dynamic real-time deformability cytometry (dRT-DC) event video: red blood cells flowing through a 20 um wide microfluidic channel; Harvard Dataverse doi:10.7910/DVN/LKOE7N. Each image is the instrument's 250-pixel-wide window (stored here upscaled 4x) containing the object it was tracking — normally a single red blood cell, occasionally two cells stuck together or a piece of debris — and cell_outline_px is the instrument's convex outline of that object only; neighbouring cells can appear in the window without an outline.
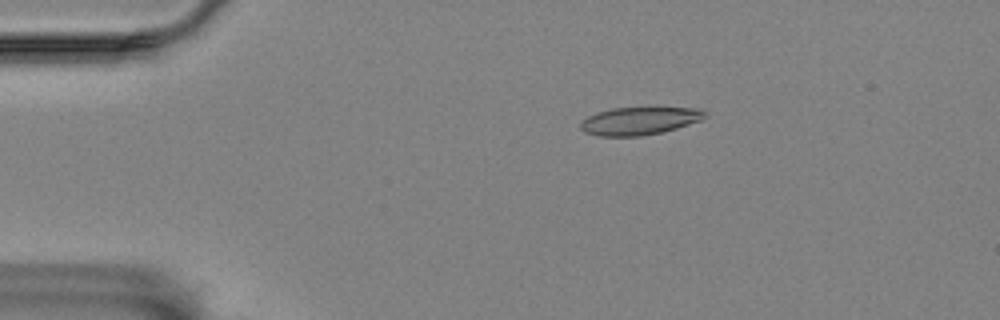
{"species": "Egyptian fruit bat (a non-hibernating species)", "species_latin": "Rousettus aegyptiacus", "temperature_condition": "room temperature", "stored_images_in_passage": 55, "camera_frame_rate_fps": 3000, "um_per_image_px": 0.085, "animal": {"sex": "female"}, "frame": {"image": 1, "passage_image": 8, "time_ms": 2.333, "image_size_px": [1000, 320], "cell_outline_px": [[708, 116], [700, 120], [676, 128], [660, 132], [640, 136], [596, 136], [584, 132], [580, 128], [580, 124], [588, 116], [612, 108], [656, 104], [700, 108], [708, 112]], "centroid_in_image_um": [54.45, 10.2], "position_along_channel_um": 30.6, "area_um2": 21.21}}
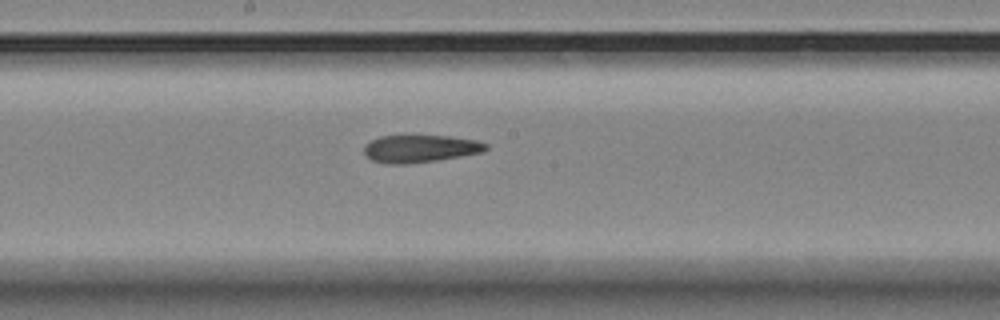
{"frame": {"image": 2, "passage_image": 28, "time_ms": 9.0, "image_size_px": [1000, 320], "cell_outline_px": [[488, 148], [484, 152], [436, 160], [408, 164], [384, 164], [372, 160], [364, 156], [364, 144], [380, 136], [404, 132], [448, 136], [476, 140], [488, 144]], "centroid_in_image_um": [35.65, 12.59], "position_along_channel_um": 212.6, "area_um2": 20.58}}
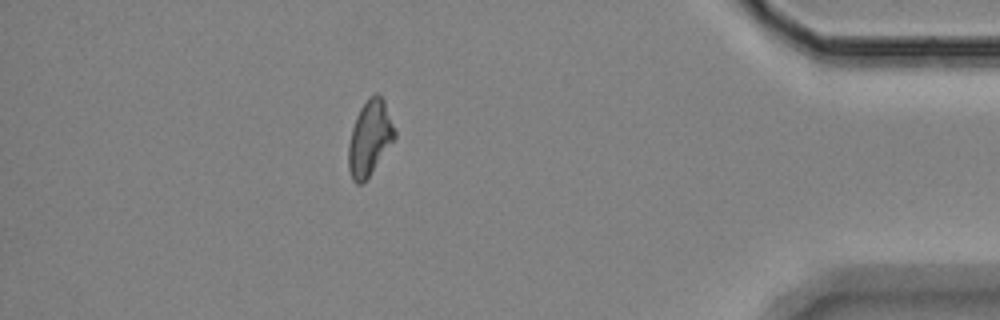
{"frame": {"image": 3, "passage_image": 48, "time_ms": 15.667, "image_size_px": [1000, 320], "cell_outline_px": [[396, 136], [368, 176], [360, 184], [356, 184], [352, 180], [348, 168], [348, 144], [352, 128], [356, 116], [360, 108], [368, 96], [376, 92], [384, 100], [396, 132]], "centroid_in_image_um": [31.4, 11.69], "position_along_channel_um": 403.8, "area_um2": 19.94}, "authors_computed_cell_mechanics": {"area_um2": 20.1144, "velocity_mm_per_s": 3.4868, "shape_relaxation_time_tau1_ms": null, "shape_relaxation_time_tau2_ms": 10.235, "deformation_change_tau1": null, "deformation_change_tau2": 0.215}}